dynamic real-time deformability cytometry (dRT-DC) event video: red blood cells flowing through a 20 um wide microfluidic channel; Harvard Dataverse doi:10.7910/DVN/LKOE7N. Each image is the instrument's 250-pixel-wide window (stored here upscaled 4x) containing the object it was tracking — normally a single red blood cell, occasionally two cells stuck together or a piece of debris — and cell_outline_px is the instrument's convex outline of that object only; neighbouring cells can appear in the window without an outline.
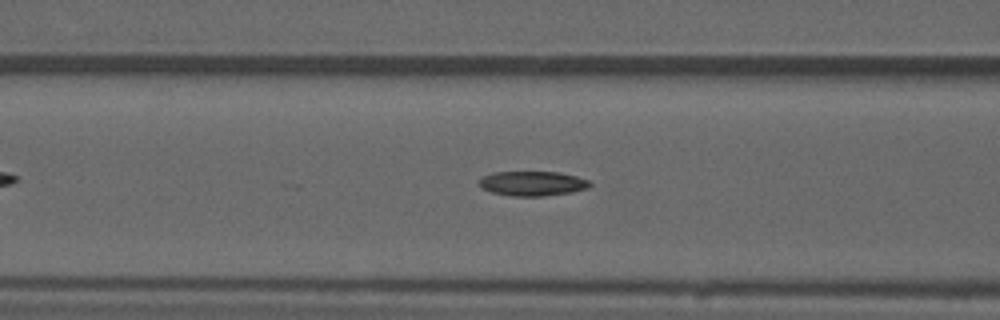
{"species": "common noctule bat (a hibernating species)", "species_latin": "Nyctalus noctula", "temperature_condition": "warm", "stored_images_in_passage": 12, "camera_frame_rate_fps": 3000, "um_per_image_px": 0.085, "animal": {"sex": "male", "forearm_length_mm": 52.5}, "frame": {"image": 1, "passage_image": 10, "time_ms": 3.0, "image_size_px": [1000, 320], "cell_outline_px": [[592, 184], [588, 188], [572, 192], [544, 196], [512, 196], [492, 192], [484, 188], [480, 184], [480, 180], [484, 176], [496, 172], [560, 172], [576, 176], [588, 180]], "centroid_in_image_um": [45.32, 15.6], "position_along_channel_um": 121.3, "area_um2": 15.72}}